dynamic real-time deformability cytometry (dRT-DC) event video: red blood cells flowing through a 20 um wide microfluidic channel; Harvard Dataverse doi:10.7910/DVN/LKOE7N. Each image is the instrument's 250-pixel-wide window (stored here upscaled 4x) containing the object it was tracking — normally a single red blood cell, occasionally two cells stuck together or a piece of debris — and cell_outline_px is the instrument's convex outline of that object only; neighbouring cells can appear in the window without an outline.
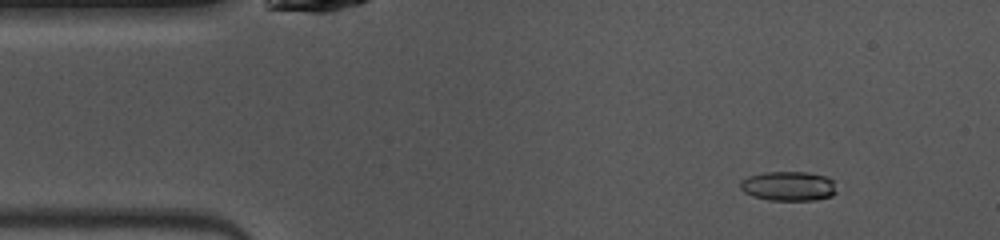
{"species": "common noctule bat (a hibernating species)", "species_latin": "Nyctalus noctula", "temperature_condition": "warm", "stored_images_in_passage": 48, "camera_frame_rate_fps": 3000, "um_per_image_px": 0.085, "animal": {"sex": "female", "body_mass_g": 10.0, "forearm_length_mm": 53.1}, "frame": {"image": 1, "passage_image": 5, "time_ms": 1.333, "image_size_px": [1000, 240], "cell_outline_px": [[836, 192], [832, 196], [816, 200], [768, 200], [752, 196], [744, 192], [740, 188], [740, 180], [748, 176], [764, 172], [808, 172], [824, 176], [832, 180]], "centroid_in_image_um": [66.99, 15.82], "position_along_channel_um": 18.0, "area_um2": 16.59}}
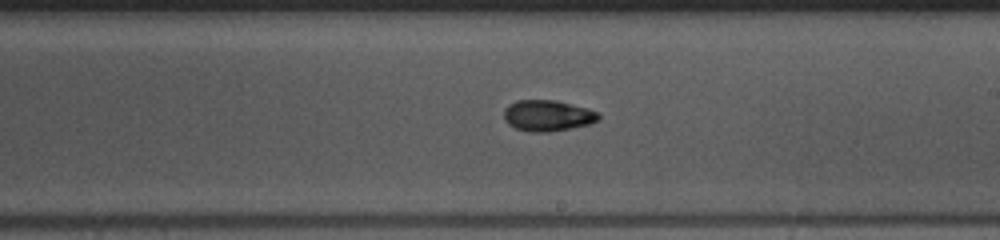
{"frame": {"image": 2, "passage_image": 26, "time_ms": 8.333, "image_size_px": [1000, 240], "cell_outline_px": [[600, 120], [588, 124], [572, 128], [548, 132], [532, 132], [516, 128], [508, 124], [504, 120], [504, 108], [508, 104], [516, 100], [556, 100], [588, 108], [600, 112]], "centroid_in_image_um": [46.56, 9.82], "position_along_channel_um": 242.4, "area_um2": 17.34}}
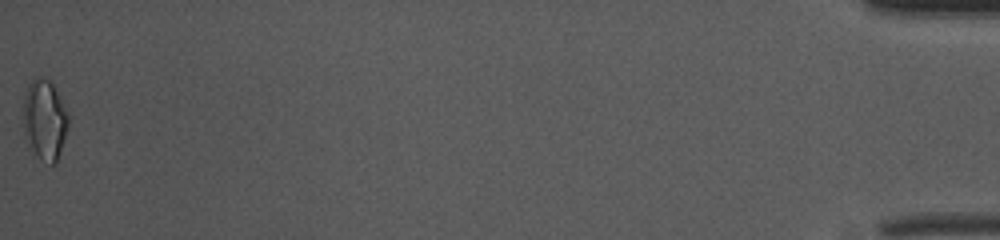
{"frame": {"image": 3, "passage_image": 48, "time_ms": 15.667, "image_size_px": [1000, 240], "cell_outline_px": [[68, 128], [56, 164], [52, 164], [40, 160], [32, 156], [28, 148], [24, 136], [20, 108], [24, 92], [28, 84], [36, 76], [40, 76], [48, 80], [52, 84], [68, 112]], "centroid_in_image_um": [3.72, 10.22], "position_along_channel_um": 431.5, "area_um2": 22.14}, "authors_computed_cell_mechanics": {"area_um2": 16.7331, "velocity_mm_per_s": 4.0678, "shape_relaxation_time_tau1_ms": 7.3401, "shape_relaxation_time_tau2_ms": 3.583, "deformation_change_tau1": 0.1547, "deformation_change_tau2": 0.09}}